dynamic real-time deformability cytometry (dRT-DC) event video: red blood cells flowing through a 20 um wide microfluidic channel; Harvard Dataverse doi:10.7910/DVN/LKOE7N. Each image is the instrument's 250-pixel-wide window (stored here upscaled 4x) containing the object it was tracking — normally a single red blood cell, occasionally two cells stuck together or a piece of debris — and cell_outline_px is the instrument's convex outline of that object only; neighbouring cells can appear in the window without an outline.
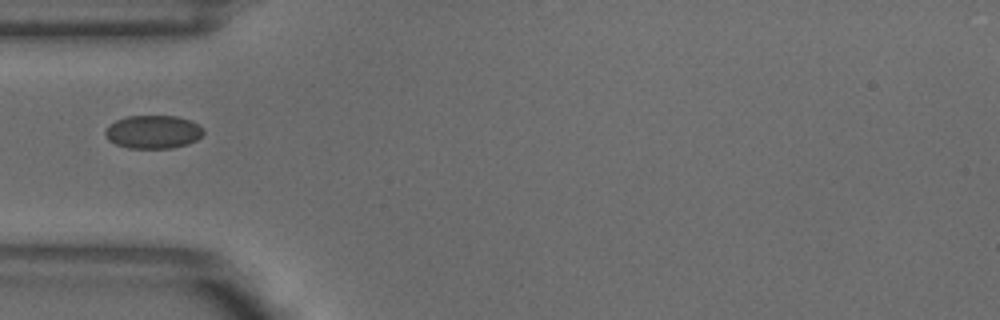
{"species": "common noctule bat (a hibernating species)", "species_latin": "Nyctalus noctula", "temperature_condition": "warm", "stored_images_in_passage": 2, "camera_frame_rate_fps": 3000, "um_per_image_px": 0.085, "animal": {"sex": "male", "body_mass_g": 18.8}, "frame": {"image": 1, "passage_image": 1, "time_ms": 0.0, "image_size_px": [1000, 320], "cell_outline_px": [[204, 132], [196, 140], [188, 144], [172, 148], [128, 148], [116, 144], [108, 140], [104, 132], [104, 128], [108, 124], [116, 120], [128, 116], [176, 116], [188, 120], [204, 128]], "centroid_in_image_um": [12.98, 11.21], "position_along_channel_um": 72.0, "area_um2": 19.07}}